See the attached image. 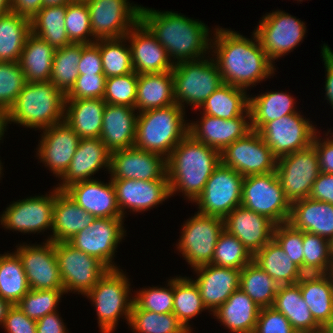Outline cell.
Masks as SVG:
<instances>
[{"label":"cell","instance_id":"cell-67","mask_svg":"<svg viewBox=\"0 0 333 333\" xmlns=\"http://www.w3.org/2000/svg\"><path fill=\"white\" fill-rule=\"evenodd\" d=\"M11 11L10 0H0V16Z\"/></svg>","mask_w":333,"mask_h":333},{"label":"cell","instance_id":"cell-9","mask_svg":"<svg viewBox=\"0 0 333 333\" xmlns=\"http://www.w3.org/2000/svg\"><path fill=\"white\" fill-rule=\"evenodd\" d=\"M64 292L86 295L109 270L98 258L73 247L69 242L54 243Z\"/></svg>","mask_w":333,"mask_h":333},{"label":"cell","instance_id":"cell-4","mask_svg":"<svg viewBox=\"0 0 333 333\" xmlns=\"http://www.w3.org/2000/svg\"><path fill=\"white\" fill-rule=\"evenodd\" d=\"M66 95L50 81L26 82L6 113L10 122L42 130L64 121Z\"/></svg>","mask_w":333,"mask_h":333},{"label":"cell","instance_id":"cell-7","mask_svg":"<svg viewBox=\"0 0 333 333\" xmlns=\"http://www.w3.org/2000/svg\"><path fill=\"white\" fill-rule=\"evenodd\" d=\"M174 64L175 103L185 110L184 102L200 109L205 100L224 84L220 70L213 59Z\"/></svg>","mask_w":333,"mask_h":333},{"label":"cell","instance_id":"cell-44","mask_svg":"<svg viewBox=\"0 0 333 333\" xmlns=\"http://www.w3.org/2000/svg\"><path fill=\"white\" fill-rule=\"evenodd\" d=\"M279 285L253 260L240 273L239 288L260 308L272 307Z\"/></svg>","mask_w":333,"mask_h":333},{"label":"cell","instance_id":"cell-55","mask_svg":"<svg viewBox=\"0 0 333 333\" xmlns=\"http://www.w3.org/2000/svg\"><path fill=\"white\" fill-rule=\"evenodd\" d=\"M168 286L149 287L139 290L134 296V304L142 310L156 313H173L174 304V278L169 279Z\"/></svg>","mask_w":333,"mask_h":333},{"label":"cell","instance_id":"cell-38","mask_svg":"<svg viewBox=\"0 0 333 333\" xmlns=\"http://www.w3.org/2000/svg\"><path fill=\"white\" fill-rule=\"evenodd\" d=\"M253 261L278 285L298 283L304 275L273 238L253 256Z\"/></svg>","mask_w":333,"mask_h":333},{"label":"cell","instance_id":"cell-21","mask_svg":"<svg viewBox=\"0 0 333 333\" xmlns=\"http://www.w3.org/2000/svg\"><path fill=\"white\" fill-rule=\"evenodd\" d=\"M126 39L130 42L132 65L137 74L172 71L175 62L141 21L129 31Z\"/></svg>","mask_w":333,"mask_h":333},{"label":"cell","instance_id":"cell-72","mask_svg":"<svg viewBox=\"0 0 333 333\" xmlns=\"http://www.w3.org/2000/svg\"><path fill=\"white\" fill-rule=\"evenodd\" d=\"M1 170H2V167H1V162H0V175H1V172H2ZM0 177H1V176H0Z\"/></svg>","mask_w":333,"mask_h":333},{"label":"cell","instance_id":"cell-14","mask_svg":"<svg viewBox=\"0 0 333 333\" xmlns=\"http://www.w3.org/2000/svg\"><path fill=\"white\" fill-rule=\"evenodd\" d=\"M220 158L222 164L244 177L275 171L278 159L254 130L228 145L220 152Z\"/></svg>","mask_w":333,"mask_h":333},{"label":"cell","instance_id":"cell-17","mask_svg":"<svg viewBox=\"0 0 333 333\" xmlns=\"http://www.w3.org/2000/svg\"><path fill=\"white\" fill-rule=\"evenodd\" d=\"M123 227V218H95L91 225L68 242L82 252L98 258L109 269H118L112 260L118 243L125 235Z\"/></svg>","mask_w":333,"mask_h":333},{"label":"cell","instance_id":"cell-58","mask_svg":"<svg viewBox=\"0 0 333 333\" xmlns=\"http://www.w3.org/2000/svg\"><path fill=\"white\" fill-rule=\"evenodd\" d=\"M254 333H297L289 320L273 307L261 308Z\"/></svg>","mask_w":333,"mask_h":333},{"label":"cell","instance_id":"cell-1","mask_svg":"<svg viewBox=\"0 0 333 333\" xmlns=\"http://www.w3.org/2000/svg\"><path fill=\"white\" fill-rule=\"evenodd\" d=\"M211 40L215 62L225 84L246 89L274 74V66L253 31V40L229 29L215 28Z\"/></svg>","mask_w":333,"mask_h":333},{"label":"cell","instance_id":"cell-40","mask_svg":"<svg viewBox=\"0 0 333 333\" xmlns=\"http://www.w3.org/2000/svg\"><path fill=\"white\" fill-rule=\"evenodd\" d=\"M31 33V20L8 12L0 16V62H19L27 36Z\"/></svg>","mask_w":333,"mask_h":333},{"label":"cell","instance_id":"cell-8","mask_svg":"<svg viewBox=\"0 0 333 333\" xmlns=\"http://www.w3.org/2000/svg\"><path fill=\"white\" fill-rule=\"evenodd\" d=\"M241 205L272 220L276 225L286 223L291 213L276 171L245 176L242 183Z\"/></svg>","mask_w":333,"mask_h":333},{"label":"cell","instance_id":"cell-33","mask_svg":"<svg viewBox=\"0 0 333 333\" xmlns=\"http://www.w3.org/2000/svg\"><path fill=\"white\" fill-rule=\"evenodd\" d=\"M272 307L289 320L297 333L321 332V326L302 298L299 283L279 285Z\"/></svg>","mask_w":333,"mask_h":333},{"label":"cell","instance_id":"cell-35","mask_svg":"<svg viewBox=\"0 0 333 333\" xmlns=\"http://www.w3.org/2000/svg\"><path fill=\"white\" fill-rule=\"evenodd\" d=\"M261 308L240 288L214 313L233 333H254Z\"/></svg>","mask_w":333,"mask_h":333},{"label":"cell","instance_id":"cell-36","mask_svg":"<svg viewBox=\"0 0 333 333\" xmlns=\"http://www.w3.org/2000/svg\"><path fill=\"white\" fill-rule=\"evenodd\" d=\"M175 103L174 79L171 71L138 74L135 109L138 112L158 109Z\"/></svg>","mask_w":333,"mask_h":333},{"label":"cell","instance_id":"cell-20","mask_svg":"<svg viewBox=\"0 0 333 333\" xmlns=\"http://www.w3.org/2000/svg\"><path fill=\"white\" fill-rule=\"evenodd\" d=\"M109 173L110 179L168 180L166 158L135 146L111 153Z\"/></svg>","mask_w":333,"mask_h":333},{"label":"cell","instance_id":"cell-22","mask_svg":"<svg viewBox=\"0 0 333 333\" xmlns=\"http://www.w3.org/2000/svg\"><path fill=\"white\" fill-rule=\"evenodd\" d=\"M200 119L199 123L189 124L188 133L196 141L213 147L219 152L252 131L249 109L242 116L232 119H221L205 114Z\"/></svg>","mask_w":333,"mask_h":333},{"label":"cell","instance_id":"cell-50","mask_svg":"<svg viewBox=\"0 0 333 333\" xmlns=\"http://www.w3.org/2000/svg\"><path fill=\"white\" fill-rule=\"evenodd\" d=\"M252 260L243 243L224 229L218 237L211 264L242 270Z\"/></svg>","mask_w":333,"mask_h":333},{"label":"cell","instance_id":"cell-48","mask_svg":"<svg viewBox=\"0 0 333 333\" xmlns=\"http://www.w3.org/2000/svg\"><path fill=\"white\" fill-rule=\"evenodd\" d=\"M126 36L99 40L103 72L106 78L122 76L134 71L130 46L125 47Z\"/></svg>","mask_w":333,"mask_h":333},{"label":"cell","instance_id":"cell-68","mask_svg":"<svg viewBox=\"0 0 333 333\" xmlns=\"http://www.w3.org/2000/svg\"><path fill=\"white\" fill-rule=\"evenodd\" d=\"M6 114L0 109V140L4 136V131L6 130Z\"/></svg>","mask_w":333,"mask_h":333},{"label":"cell","instance_id":"cell-34","mask_svg":"<svg viewBox=\"0 0 333 333\" xmlns=\"http://www.w3.org/2000/svg\"><path fill=\"white\" fill-rule=\"evenodd\" d=\"M105 106L103 99L65 100L64 121L80 138H100Z\"/></svg>","mask_w":333,"mask_h":333},{"label":"cell","instance_id":"cell-60","mask_svg":"<svg viewBox=\"0 0 333 333\" xmlns=\"http://www.w3.org/2000/svg\"><path fill=\"white\" fill-rule=\"evenodd\" d=\"M3 328L7 333H36V321L13 305L5 317Z\"/></svg>","mask_w":333,"mask_h":333},{"label":"cell","instance_id":"cell-54","mask_svg":"<svg viewBox=\"0 0 333 333\" xmlns=\"http://www.w3.org/2000/svg\"><path fill=\"white\" fill-rule=\"evenodd\" d=\"M137 82L138 74L135 71L122 76L106 78L103 100L107 104L135 108Z\"/></svg>","mask_w":333,"mask_h":333},{"label":"cell","instance_id":"cell-3","mask_svg":"<svg viewBox=\"0 0 333 333\" xmlns=\"http://www.w3.org/2000/svg\"><path fill=\"white\" fill-rule=\"evenodd\" d=\"M220 163L219 151L188 133L166 158L170 196L180 191L194 202Z\"/></svg>","mask_w":333,"mask_h":333},{"label":"cell","instance_id":"cell-16","mask_svg":"<svg viewBox=\"0 0 333 333\" xmlns=\"http://www.w3.org/2000/svg\"><path fill=\"white\" fill-rule=\"evenodd\" d=\"M316 131L309 119L297 112L267 122L257 132L279 158L310 146Z\"/></svg>","mask_w":333,"mask_h":333},{"label":"cell","instance_id":"cell-47","mask_svg":"<svg viewBox=\"0 0 333 333\" xmlns=\"http://www.w3.org/2000/svg\"><path fill=\"white\" fill-rule=\"evenodd\" d=\"M131 330L138 333H191L173 313H156L139 309L135 304L129 316Z\"/></svg>","mask_w":333,"mask_h":333},{"label":"cell","instance_id":"cell-6","mask_svg":"<svg viewBox=\"0 0 333 333\" xmlns=\"http://www.w3.org/2000/svg\"><path fill=\"white\" fill-rule=\"evenodd\" d=\"M122 272L119 268L109 269L86 294L96 307L101 333L113 332L123 315L129 321L134 297H129L130 282Z\"/></svg>","mask_w":333,"mask_h":333},{"label":"cell","instance_id":"cell-66","mask_svg":"<svg viewBox=\"0 0 333 333\" xmlns=\"http://www.w3.org/2000/svg\"><path fill=\"white\" fill-rule=\"evenodd\" d=\"M12 306L13 305L9 301L0 297V325H3L5 317Z\"/></svg>","mask_w":333,"mask_h":333},{"label":"cell","instance_id":"cell-31","mask_svg":"<svg viewBox=\"0 0 333 333\" xmlns=\"http://www.w3.org/2000/svg\"><path fill=\"white\" fill-rule=\"evenodd\" d=\"M295 229L333 239V204L309 197L291 204L288 220Z\"/></svg>","mask_w":333,"mask_h":333},{"label":"cell","instance_id":"cell-13","mask_svg":"<svg viewBox=\"0 0 333 333\" xmlns=\"http://www.w3.org/2000/svg\"><path fill=\"white\" fill-rule=\"evenodd\" d=\"M127 1L86 0L93 35L91 39H115L129 33L140 21L141 6H132Z\"/></svg>","mask_w":333,"mask_h":333},{"label":"cell","instance_id":"cell-63","mask_svg":"<svg viewBox=\"0 0 333 333\" xmlns=\"http://www.w3.org/2000/svg\"><path fill=\"white\" fill-rule=\"evenodd\" d=\"M36 333H68L59 313L52 312L36 321Z\"/></svg>","mask_w":333,"mask_h":333},{"label":"cell","instance_id":"cell-5","mask_svg":"<svg viewBox=\"0 0 333 333\" xmlns=\"http://www.w3.org/2000/svg\"><path fill=\"white\" fill-rule=\"evenodd\" d=\"M184 109L177 105L136 113L137 126L134 146L167 158L188 134Z\"/></svg>","mask_w":333,"mask_h":333},{"label":"cell","instance_id":"cell-26","mask_svg":"<svg viewBox=\"0 0 333 333\" xmlns=\"http://www.w3.org/2000/svg\"><path fill=\"white\" fill-rule=\"evenodd\" d=\"M64 192L95 218H123L112 180L105 184L90 178L69 185Z\"/></svg>","mask_w":333,"mask_h":333},{"label":"cell","instance_id":"cell-30","mask_svg":"<svg viewBox=\"0 0 333 333\" xmlns=\"http://www.w3.org/2000/svg\"><path fill=\"white\" fill-rule=\"evenodd\" d=\"M95 220V217L80 207L64 190L55 191L53 206L52 242H68Z\"/></svg>","mask_w":333,"mask_h":333},{"label":"cell","instance_id":"cell-71","mask_svg":"<svg viewBox=\"0 0 333 333\" xmlns=\"http://www.w3.org/2000/svg\"><path fill=\"white\" fill-rule=\"evenodd\" d=\"M331 258L333 260V239L330 241Z\"/></svg>","mask_w":333,"mask_h":333},{"label":"cell","instance_id":"cell-59","mask_svg":"<svg viewBox=\"0 0 333 333\" xmlns=\"http://www.w3.org/2000/svg\"><path fill=\"white\" fill-rule=\"evenodd\" d=\"M79 75L104 74L99 50V40L82 44V55L78 66Z\"/></svg>","mask_w":333,"mask_h":333},{"label":"cell","instance_id":"cell-62","mask_svg":"<svg viewBox=\"0 0 333 333\" xmlns=\"http://www.w3.org/2000/svg\"><path fill=\"white\" fill-rule=\"evenodd\" d=\"M309 198L333 204V174L320 172L312 185Z\"/></svg>","mask_w":333,"mask_h":333},{"label":"cell","instance_id":"cell-11","mask_svg":"<svg viewBox=\"0 0 333 333\" xmlns=\"http://www.w3.org/2000/svg\"><path fill=\"white\" fill-rule=\"evenodd\" d=\"M276 173L285 197L292 204L309 197L320 170L313 144L277 159Z\"/></svg>","mask_w":333,"mask_h":333},{"label":"cell","instance_id":"cell-61","mask_svg":"<svg viewBox=\"0 0 333 333\" xmlns=\"http://www.w3.org/2000/svg\"><path fill=\"white\" fill-rule=\"evenodd\" d=\"M317 136L316 132L312 144L318 155L319 170L321 173L333 174V138L329 136L322 142Z\"/></svg>","mask_w":333,"mask_h":333},{"label":"cell","instance_id":"cell-25","mask_svg":"<svg viewBox=\"0 0 333 333\" xmlns=\"http://www.w3.org/2000/svg\"><path fill=\"white\" fill-rule=\"evenodd\" d=\"M118 208L124 218L125 209L141 212L162 203L170 196L168 180L111 179Z\"/></svg>","mask_w":333,"mask_h":333},{"label":"cell","instance_id":"cell-32","mask_svg":"<svg viewBox=\"0 0 333 333\" xmlns=\"http://www.w3.org/2000/svg\"><path fill=\"white\" fill-rule=\"evenodd\" d=\"M298 283L314 320L321 327L333 320L332 274H304Z\"/></svg>","mask_w":333,"mask_h":333},{"label":"cell","instance_id":"cell-46","mask_svg":"<svg viewBox=\"0 0 333 333\" xmlns=\"http://www.w3.org/2000/svg\"><path fill=\"white\" fill-rule=\"evenodd\" d=\"M207 308L204 306L196 283L187 277L174 278L173 314L192 332L188 321Z\"/></svg>","mask_w":333,"mask_h":333},{"label":"cell","instance_id":"cell-39","mask_svg":"<svg viewBox=\"0 0 333 333\" xmlns=\"http://www.w3.org/2000/svg\"><path fill=\"white\" fill-rule=\"evenodd\" d=\"M294 99L284 92H266L249 97L251 128L258 131L265 123L297 113Z\"/></svg>","mask_w":333,"mask_h":333},{"label":"cell","instance_id":"cell-42","mask_svg":"<svg viewBox=\"0 0 333 333\" xmlns=\"http://www.w3.org/2000/svg\"><path fill=\"white\" fill-rule=\"evenodd\" d=\"M246 94V90L224 83L205 100L202 114L221 119L242 116L249 109Z\"/></svg>","mask_w":333,"mask_h":333},{"label":"cell","instance_id":"cell-2","mask_svg":"<svg viewBox=\"0 0 333 333\" xmlns=\"http://www.w3.org/2000/svg\"><path fill=\"white\" fill-rule=\"evenodd\" d=\"M140 21L166 49L169 58L177 59L175 64L203 59L211 49L208 26L201 21L144 7L140 9Z\"/></svg>","mask_w":333,"mask_h":333},{"label":"cell","instance_id":"cell-64","mask_svg":"<svg viewBox=\"0 0 333 333\" xmlns=\"http://www.w3.org/2000/svg\"><path fill=\"white\" fill-rule=\"evenodd\" d=\"M11 12L31 20L44 6L43 0H10Z\"/></svg>","mask_w":333,"mask_h":333},{"label":"cell","instance_id":"cell-69","mask_svg":"<svg viewBox=\"0 0 333 333\" xmlns=\"http://www.w3.org/2000/svg\"><path fill=\"white\" fill-rule=\"evenodd\" d=\"M44 5H64L72 2L73 0H43Z\"/></svg>","mask_w":333,"mask_h":333},{"label":"cell","instance_id":"cell-12","mask_svg":"<svg viewBox=\"0 0 333 333\" xmlns=\"http://www.w3.org/2000/svg\"><path fill=\"white\" fill-rule=\"evenodd\" d=\"M244 176L220 163L206 182L203 192L194 201L197 213L225 218L241 205Z\"/></svg>","mask_w":333,"mask_h":333},{"label":"cell","instance_id":"cell-15","mask_svg":"<svg viewBox=\"0 0 333 333\" xmlns=\"http://www.w3.org/2000/svg\"><path fill=\"white\" fill-rule=\"evenodd\" d=\"M255 34L273 63L275 59L292 51L303 40L306 26L303 21L283 11L268 13L262 17Z\"/></svg>","mask_w":333,"mask_h":333},{"label":"cell","instance_id":"cell-27","mask_svg":"<svg viewBox=\"0 0 333 333\" xmlns=\"http://www.w3.org/2000/svg\"><path fill=\"white\" fill-rule=\"evenodd\" d=\"M194 270L198 278L193 281L199 288L204 306L212 313L239 289L240 269L206 264Z\"/></svg>","mask_w":333,"mask_h":333},{"label":"cell","instance_id":"cell-57","mask_svg":"<svg viewBox=\"0 0 333 333\" xmlns=\"http://www.w3.org/2000/svg\"><path fill=\"white\" fill-rule=\"evenodd\" d=\"M106 76L104 74L79 75L65 100L103 99Z\"/></svg>","mask_w":333,"mask_h":333},{"label":"cell","instance_id":"cell-41","mask_svg":"<svg viewBox=\"0 0 333 333\" xmlns=\"http://www.w3.org/2000/svg\"><path fill=\"white\" fill-rule=\"evenodd\" d=\"M67 4L44 5L31 19V32L55 49L71 44L65 28Z\"/></svg>","mask_w":333,"mask_h":333},{"label":"cell","instance_id":"cell-29","mask_svg":"<svg viewBox=\"0 0 333 333\" xmlns=\"http://www.w3.org/2000/svg\"><path fill=\"white\" fill-rule=\"evenodd\" d=\"M135 110L126 105L106 103L100 139L111 153L134 147L138 117Z\"/></svg>","mask_w":333,"mask_h":333},{"label":"cell","instance_id":"cell-24","mask_svg":"<svg viewBox=\"0 0 333 333\" xmlns=\"http://www.w3.org/2000/svg\"><path fill=\"white\" fill-rule=\"evenodd\" d=\"M275 226L269 218L242 205L224 218V229L237 237L252 256L273 238Z\"/></svg>","mask_w":333,"mask_h":333},{"label":"cell","instance_id":"cell-28","mask_svg":"<svg viewBox=\"0 0 333 333\" xmlns=\"http://www.w3.org/2000/svg\"><path fill=\"white\" fill-rule=\"evenodd\" d=\"M111 152L100 138H80L76 152L67 168L61 176V184L57 189L64 190L69 185L90 180L99 169L110 170Z\"/></svg>","mask_w":333,"mask_h":333},{"label":"cell","instance_id":"cell-10","mask_svg":"<svg viewBox=\"0 0 333 333\" xmlns=\"http://www.w3.org/2000/svg\"><path fill=\"white\" fill-rule=\"evenodd\" d=\"M182 227L177 248L192 269L211 264L218 237L224 230V219L196 213Z\"/></svg>","mask_w":333,"mask_h":333},{"label":"cell","instance_id":"cell-43","mask_svg":"<svg viewBox=\"0 0 333 333\" xmlns=\"http://www.w3.org/2000/svg\"><path fill=\"white\" fill-rule=\"evenodd\" d=\"M29 291L30 287L18 254H0V297L16 305Z\"/></svg>","mask_w":333,"mask_h":333},{"label":"cell","instance_id":"cell-70","mask_svg":"<svg viewBox=\"0 0 333 333\" xmlns=\"http://www.w3.org/2000/svg\"><path fill=\"white\" fill-rule=\"evenodd\" d=\"M320 333H333V320L324 324L321 327V332Z\"/></svg>","mask_w":333,"mask_h":333},{"label":"cell","instance_id":"cell-52","mask_svg":"<svg viewBox=\"0 0 333 333\" xmlns=\"http://www.w3.org/2000/svg\"><path fill=\"white\" fill-rule=\"evenodd\" d=\"M65 28L71 43L91 44V21L86 1H72L67 3L65 13Z\"/></svg>","mask_w":333,"mask_h":333},{"label":"cell","instance_id":"cell-51","mask_svg":"<svg viewBox=\"0 0 333 333\" xmlns=\"http://www.w3.org/2000/svg\"><path fill=\"white\" fill-rule=\"evenodd\" d=\"M64 289L32 290L16 304L30 319L38 321L45 315L55 312Z\"/></svg>","mask_w":333,"mask_h":333},{"label":"cell","instance_id":"cell-18","mask_svg":"<svg viewBox=\"0 0 333 333\" xmlns=\"http://www.w3.org/2000/svg\"><path fill=\"white\" fill-rule=\"evenodd\" d=\"M51 194L34 196L13 202L0 217L4 228L22 233H40L44 229L52 230L55 191Z\"/></svg>","mask_w":333,"mask_h":333},{"label":"cell","instance_id":"cell-56","mask_svg":"<svg viewBox=\"0 0 333 333\" xmlns=\"http://www.w3.org/2000/svg\"><path fill=\"white\" fill-rule=\"evenodd\" d=\"M273 239L303 271V231L295 229L288 222L280 223L275 226Z\"/></svg>","mask_w":333,"mask_h":333},{"label":"cell","instance_id":"cell-45","mask_svg":"<svg viewBox=\"0 0 333 333\" xmlns=\"http://www.w3.org/2000/svg\"><path fill=\"white\" fill-rule=\"evenodd\" d=\"M81 55V43H71L55 50L50 82L65 95L74 86L79 76L78 66Z\"/></svg>","mask_w":333,"mask_h":333},{"label":"cell","instance_id":"cell-23","mask_svg":"<svg viewBox=\"0 0 333 333\" xmlns=\"http://www.w3.org/2000/svg\"><path fill=\"white\" fill-rule=\"evenodd\" d=\"M41 135L38 157L60 178L69 167L80 137L65 121L44 129Z\"/></svg>","mask_w":333,"mask_h":333},{"label":"cell","instance_id":"cell-37","mask_svg":"<svg viewBox=\"0 0 333 333\" xmlns=\"http://www.w3.org/2000/svg\"><path fill=\"white\" fill-rule=\"evenodd\" d=\"M55 50L32 32L27 36L19 59L26 82L50 81Z\"/></svg>","mask_w":333,"mask_h":333},{"label":"cell","instance_id":"cell-53","mask_svg":"<svg viewBox=\"0 0 333 333\" xmlns=\"http://www.w3.org/2000/svg\"><path fill=\"white\" fill-rule=\"evenodd\" d=\"M26 83L19 62H0V109L6 114Z\"/></svg>","mask_w":333,"mask_h":333},{"label":"cell","instance_id":"cell-49","mask_svg":"<svg viewBox=\"0 0 333 333\" xmlns=\"http://www.w3.org/2000/svg\"><path fill=\"white\" fill-rule=\"evenodd\" d=\"M303 272L304 274L331 273L330 241L316 234L303 232Z\"/></svg>","mask_w":333,"mask_h":333},{"label":"cell","instance_id":"cell-65","mask_svg":"<svg viewBox=\"0 0 333 333\" xmlns=\"http://www.w3.org/2000/svg\"><path fill=\"white\" fill-rule=\"evenodd\" d=\"M322 55L324 66L326 68V81H325V91H326V99L331 103L333 108V52L328 47V45H323L322 47Z\"/></svg>","mask_w":333,"mask_h":333},{"label":"cell","instance_id":"cell-19","mask_svg":"<svg viewBox=\"0 0 333 333\" xmlns=\"http://www.w3.org/2000/svg\"><path fill=\"white\" fill-rule=\"evenodd\" d=\"M15 251L20 257L32 290L64 289L55 254L54 242L43 245H20Z\"/></svg>","mask_w":333,"mask_h":333}]
</instances>
